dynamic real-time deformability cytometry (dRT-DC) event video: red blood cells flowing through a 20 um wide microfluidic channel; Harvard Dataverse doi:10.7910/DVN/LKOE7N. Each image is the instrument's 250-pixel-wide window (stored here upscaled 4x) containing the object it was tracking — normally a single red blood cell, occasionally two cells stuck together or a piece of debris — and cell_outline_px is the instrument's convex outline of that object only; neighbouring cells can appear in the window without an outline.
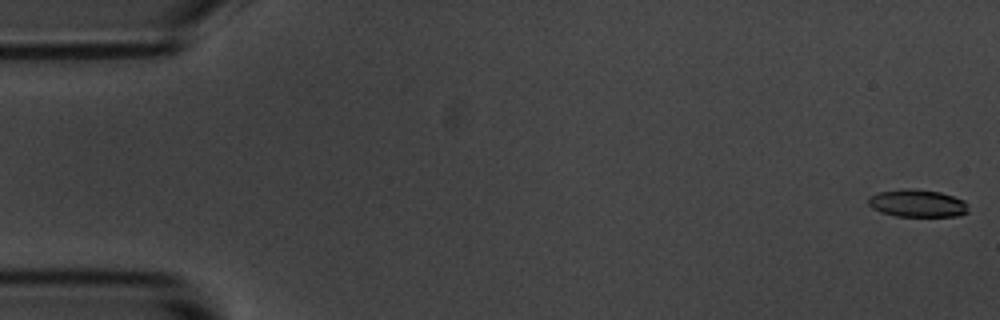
{"species": "common noctule bat (a hibernating species)", "species_latin": "Nyctalus noctula", "temperature_condition": "room temperature", "stored_images_in_passage": 31, "camera_frame_rate_fps": 3000, "um_per_image_px": 0.085, "animal": {"sex": "male", "body_mass_g": 20.1, "forearm_length_mm": 53.5}, "frame": {"image": 1, "passage_image": 1, "time_ms": 0.0, "image_size_px": [1000, 320], "cell_outline_px": [[968, 212], [960, 216], [896, 216], [880, 212], [872, 208], [868, 204], [868, 196], [880, 192], [904, 188], [912, 188], [940, 192], [964, 200], [968, 204]], "centroid_in_image_um": [77.98, 17.28], "position_along_channel_um": 7.0, "area_um2": 16.18}}
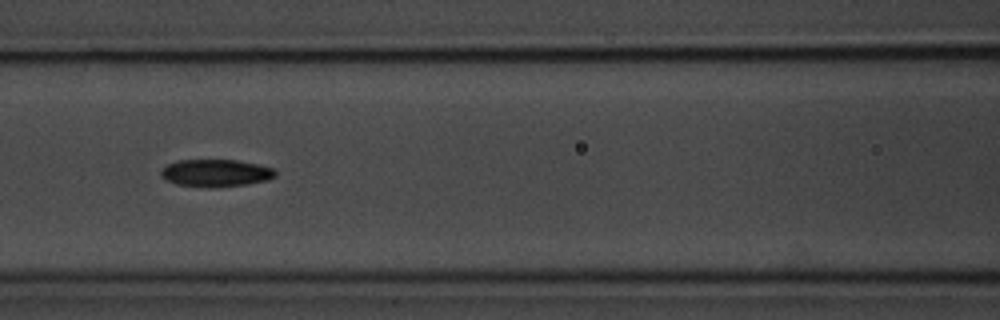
{"frame": {"image": 2, "passage_image": 24, "time_ms": 7.667, "image_size_px": [1000, 320], "cell_outline_px": [[276, 176], [268, 180], [248, 184], [220, 188], [204, 188], [176, 184], [164, 180], [160, 176], [160, 172], [168, 164], [180, 160], [236, 160], [256, 164], [272, 168], [276, 172]], "centroid_in_image_um": [18.32, 14.73], "position_along_channel_um": 148.3, "area_um2": 18.5}}
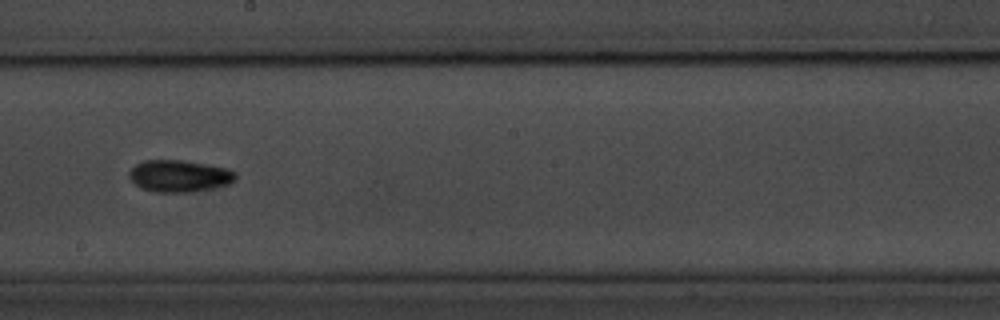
{"frame": {"image": 3, "passage_image": 31, "time_ms": 10.0, "image_size_px": [1000, 320], "cell_outline_px": [[236, 180], [228, 184], [188, 192], [156, 192], [140, 188], [128, 176], [128, 172], [136, 164], [144, 160], [184, 160], [228, 168], [236, 172]], "centroid_in_image_um": [15.23, 14.94], "position_along_channel_um": 233.0, "area_um2": 19.71}}